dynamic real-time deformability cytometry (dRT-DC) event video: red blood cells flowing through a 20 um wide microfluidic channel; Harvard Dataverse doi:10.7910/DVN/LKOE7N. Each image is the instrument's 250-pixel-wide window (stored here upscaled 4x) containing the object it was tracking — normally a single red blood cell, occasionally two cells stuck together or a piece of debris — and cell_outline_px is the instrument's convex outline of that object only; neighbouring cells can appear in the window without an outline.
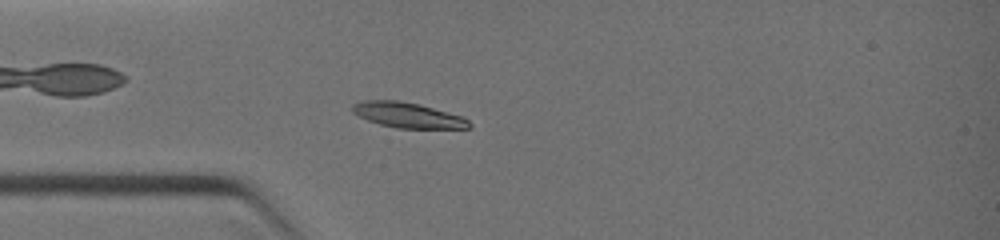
{"species": "common noctule bat (a hibernating species)", "species_latin": "Nyctalus noctula", "temperature_condition": "warm", "stored_images_in_passage": 7, "camera_frame_rate_fps": 3000, "um_per_image_px": 0.085, "animal": {"sex": "female", "body_mass_g": 19.0, "forearm_length_mm": 51.5}, "frame": {"image": 1, "passage_image": 5, "time_ms": 2.667, "image_size_px": [1000, 240], "cell_outline_px": [[472, 128], [396, 128], [380, 124], [368, 120], [352, 112], [352, 104], [364, 100], [396, 100], [420, 104], [464, 116], [472, 124]], "centroid_in_image_um": [34.7, 9.78], "position_along_channel_um": 50.3, "area_um2": 17.28}}
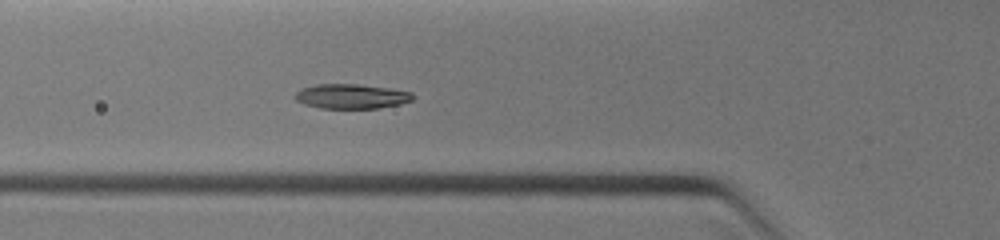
{"frame": {"image": 2, "passage_image": 7, "time_ms": 3.667, "image_size_px": [1000, 240], "cell_outline_px": [[412, 100], [400, 104], [380, 108], [320, 108], [304, 104], [296, 100], [292, 96], [300, 88], [316, 84], [356, 84], [392, 88], [412, 92]], "centroid_in_image_um": [29.83, 8.18], "position_along_channel_um": 96.0, "area_um2": 17.05}}